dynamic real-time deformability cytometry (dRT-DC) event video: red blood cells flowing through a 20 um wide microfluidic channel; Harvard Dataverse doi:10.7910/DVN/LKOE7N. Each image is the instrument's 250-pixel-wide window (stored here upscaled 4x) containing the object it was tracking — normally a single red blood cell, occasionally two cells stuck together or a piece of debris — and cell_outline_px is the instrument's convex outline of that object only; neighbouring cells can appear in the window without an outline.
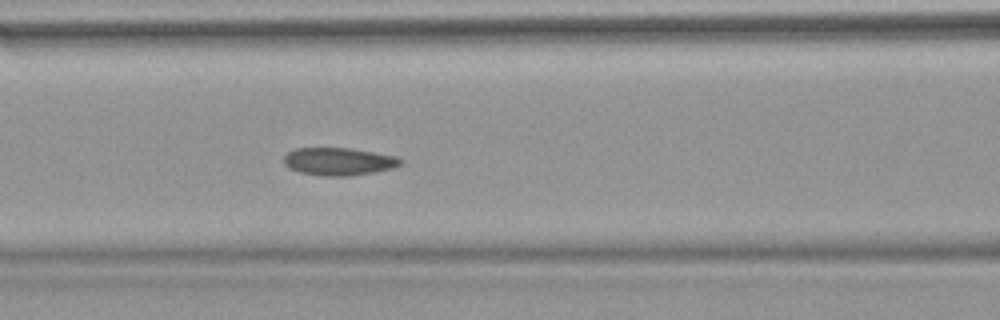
{"species": "common noctule bat (a hibernating species)", "species_latin": "Nyctalus noctula", "temperature_condition": "warm", "stored_images_in_passage": 38, "camera_frame_rate_fps": 3000, "um_per_image_px": 0.085, "animal": {"sex": "female", "body_mass_g": 18.4}, "frame": {"image": 1, "passage_image": 6, "time_ms": 1.667, "image_size_px": [1000, 320], "cell_outline_px": [[400, 164], [392, 168], [372, 172], [348, 176], [324, 176], [300, 172], [284, 164], [284, 156], [288, 152], [296, 148], [352, 148], [396, 156], [400, 160]], "centroid_in_image_um": [28.77, 13.72], "position_along_channel_um": 137.8, "area_um2": 18.55}}